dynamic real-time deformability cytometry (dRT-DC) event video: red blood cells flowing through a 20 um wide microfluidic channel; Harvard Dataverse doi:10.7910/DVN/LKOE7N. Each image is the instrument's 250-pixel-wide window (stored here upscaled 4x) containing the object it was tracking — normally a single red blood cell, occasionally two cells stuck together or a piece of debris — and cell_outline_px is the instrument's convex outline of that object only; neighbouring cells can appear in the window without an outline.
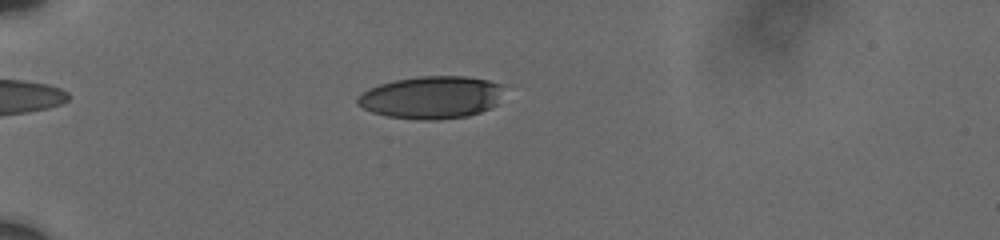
{"species": "human", "species_latin": "Homo sapiens", "temperature_condition": "cold", "stored_images_in_passage": 13, "camera_frame_rate_fps": 3000, "um_per_image_px": 0.085, "donor": {"sex": "male"}, "frame": {"image": 1, "passage_image": 5, "time_ms": 3.0, "image_size_px": [1000, 240], "cell_outline_px": [[508, 84], [496, 104], [480, 112], [468, 116], [436, 120], [416, 120], [388, 116], [372, 112], [356, 104], [356, 96], [368, 88], [380, 84], [396, 80], [420, 76], [464, 76], [488, 80]], "centroid_in_image_um": [36.69, 8.27], "position_along_channel_um": 48.3, "area_um2": 36.7}}
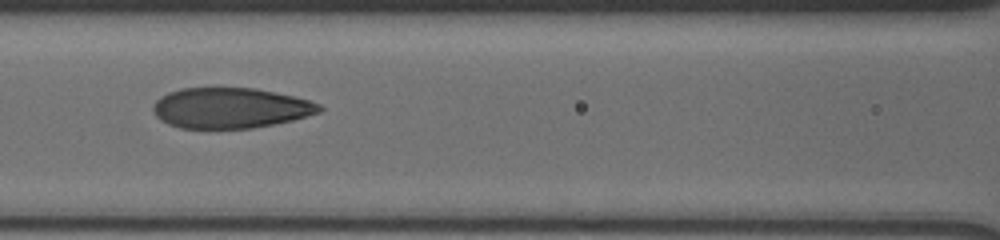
{"frame": {"image": 2, "passage_image": 10, "time_ms": 6.667, "image_size_px": [1000, 240], "cell_outline_px": [[324, 108], [320, 112], [292, 120], [252, 128], [180, 128], [168, 124], [160, 120], [152, 112], [152, 104], [160, 96], [168, 92], [180, 88], [256, 88], [292, 96], [308, 100], [320, 104]], "centroid_in_image_um": [19.53, 9.17], "position_along_channel_um": 147.1, "area_um2": 39.25}}
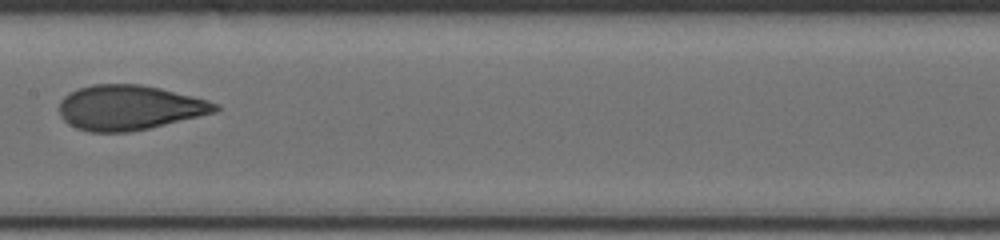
{"frame": {"image": 3, "passage_image": 12, "time_ms": 8.0, "image_size_px": [1000, 240], "cell_outline_px": [[220, 108], [216, 112], [148, 128], [128, 132], [88, 132], [76, 128], [68, 124], [60, 116], [60, 100], [64, 96], [80, 88], [92, 84], [140, 84], [160, 88], [208, 100], [216, 104]], "centroid_in_image_um": [10.96, 9.15], "position_along_channel_um": 196.4, "area_um2": 40.52}}